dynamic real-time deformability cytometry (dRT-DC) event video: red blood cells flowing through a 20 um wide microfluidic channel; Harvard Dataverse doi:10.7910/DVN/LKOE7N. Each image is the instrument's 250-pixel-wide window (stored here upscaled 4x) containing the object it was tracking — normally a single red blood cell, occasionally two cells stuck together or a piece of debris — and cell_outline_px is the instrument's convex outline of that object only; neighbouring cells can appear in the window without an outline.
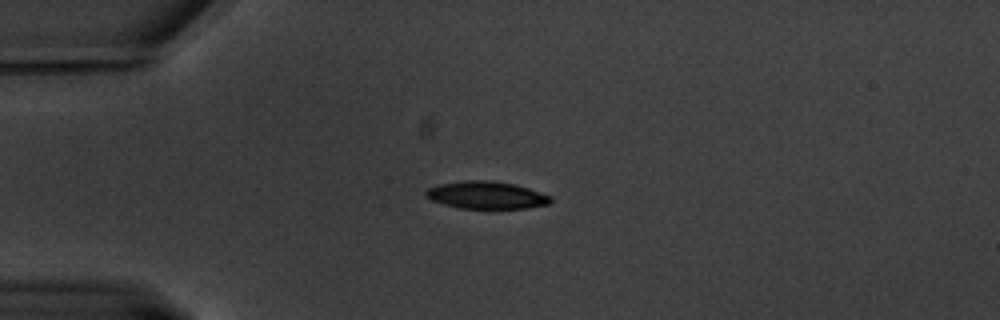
{"species": "common noctule bat (a hibernating species)", "species_latin": "Nyctalus noctula", "temperature_condition": "warm", "stored_images_in_passage": 47, "camera_frame_rate_fps": 3000, "um_per_image_px": 0.085, "animal": {"sex": "male", "body_mass_g": 20.1, "forearm_length_mm": 53.5}, "frame": {"image": 1, "passage_image": 1, "time_ms": 0.0, "image_size_px": [1000, 320], "cell_outline_px": [[552, 200], [548, 204], [528, 208], [460, 208], [444, 204], [432, 200], [424, 196], [424, 192], [428, 188], [440, 184], [464, 180], [488, 180], [516, 184], [552, 196]], "centroid_in_image_um": [41.34, 16.58], "position_along_channel_um": 43.7, "area_um2": 19.94}}
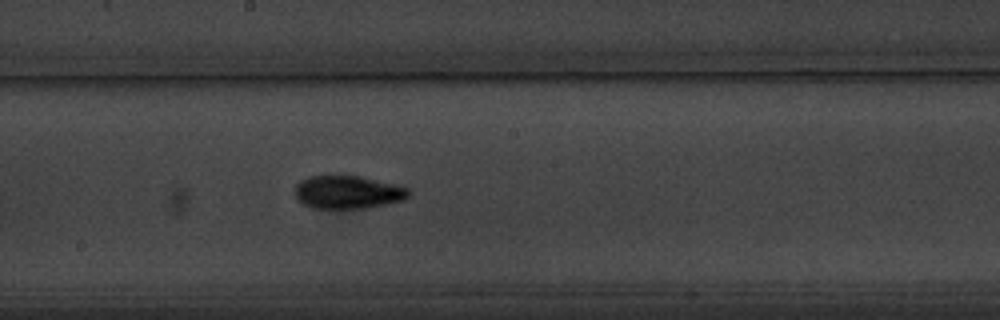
{"frame": {"image": 2, "passage_image": 19, "time_ms": 6.0, "image_size_px": [1000, 320], "cell_outline_px": [[408, 196], [404, 200], [364, 208], [312, 208], [304, 204], [296, 196], [296, 184], [300, 180], [308, 176], [360, 176], [408, 188]], "centroid_in_image_um": [29.53, 16.33], "position_along_channel_um": 218.7, "area_um2": 21.5}}
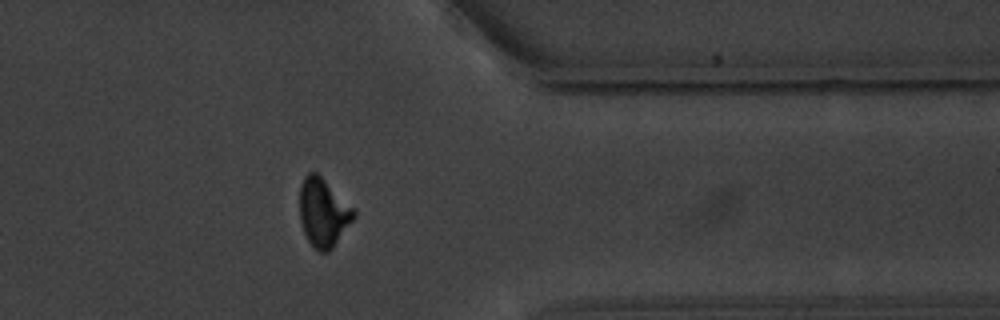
{"frame": {"image": 3, "passage_image": 35, "time_ms": 11.333, "image_size_px": [1000, 320], "cell_outline_px": [[356, 216], [332, 248], [328, 252], [320, 252], [312, 248], [304, 232], [300, 220], [300, 184], [304, 176], [308, 172], [316, 172], [356, 208]], "centroid_in_image_um": [27.49, 18.06], "position_along_channel_um": 383.9, "area_um2": 21.79}, "authors_computed_cell_mechanics": {"area_um2": 20.7502, "velocity_mm_per_s": 3.2974, "shape_relaxation_time_tau1_ms": 2.631, "shape_relaxation_time_tau2_ms": 3.3468, "deformation_change_tau1": 0.1567, "deformation_change_tau2": 0.0893}}